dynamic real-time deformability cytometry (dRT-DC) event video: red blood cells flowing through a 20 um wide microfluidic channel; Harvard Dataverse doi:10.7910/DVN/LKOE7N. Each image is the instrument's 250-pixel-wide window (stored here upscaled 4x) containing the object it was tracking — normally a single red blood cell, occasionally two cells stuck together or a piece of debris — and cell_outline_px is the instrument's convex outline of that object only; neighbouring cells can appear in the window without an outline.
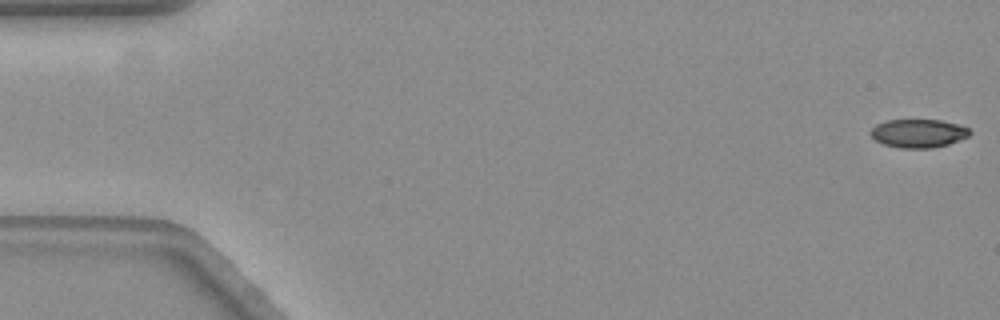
{"species": "common noctule bat (a hibernating species)", "species_latin": "Nyctalus noctula", "temperature_condition": "warm", "stored_images_in_passage": 59, "camera_frame_rate_fps": 3000, "um_per_image_px": 0.085, "animal": {"sex": "female", "body_mass_g": 19.3, "forearm_length_mm": 54.1}, "frame": {"image": 1, "passage_image": 1, "time_ms": 0.0, "image_size_px": [1000, 320], "cell_outline_px": [[972, 132], [968, 136], [948, 144], [932, 148], [900, 148], [884, 144], [876, 140], [868, 132], [876, 124], [888, 120], [940, 120], [956, 124], [968, 128]], "centroid_in_image_um": [78.04, 11.33], "position_along_channel_um": 7.0, "area_um2": 16.3}}
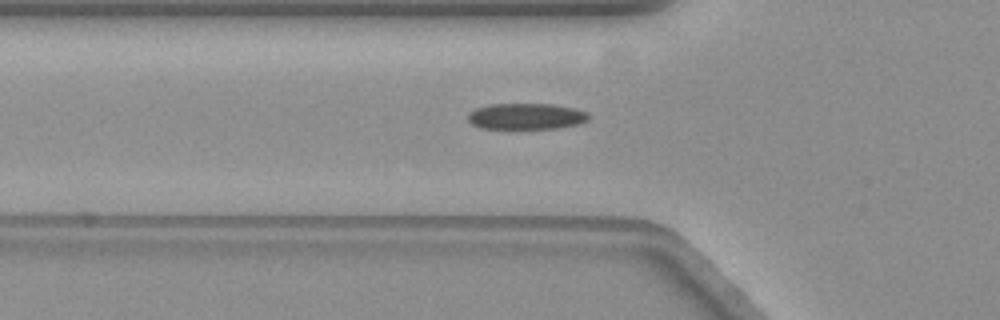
{"frame": {"image": 2, "passage_image": 20, "time_ms": 6.333, "image_size_px": [1000, 320], "cell_outline_px": [[588, 120], [580, 124], [560, 128], [516, 132], [480, 128], [472, 124], [468, 120], [468, 112], [476, 108], [488, 104], [552, 104], [572, 108], [588, 112]], "centroid_in_image_um": [44.68, 9.95], "position_along_channel_um": 81.1, "area_um2": 19.54}}
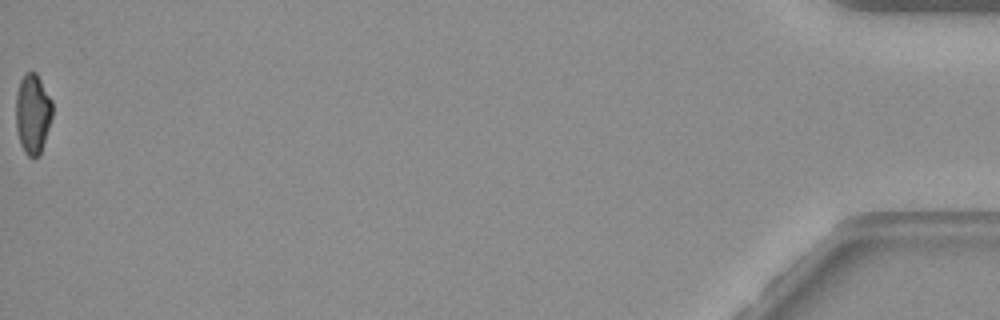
{"frame": {"image": 3, "passage_image": 59, "time_ms": 19.333, "image_size_px": [1000, 320], "cell_outline_px": [[52, 116], [40, 156], [28, 156], [24, 152], [20, 144], [16, 128], [16, 96], [20, 80], [24, 72], [36, 72], [52, 100]], "centroid_in_image_um": [2.78, 9.66], "position_along_channel_um": 432.4, "area_um2": 17.05}, "authors_computed_cell_mechanics": {"area_um2": 18.0914, "velocity_mm_per_s": 3.5284, "shape_relaxation_time_tau1_ms": 5.4067, "shape_relaxation_time_tau2_ms": 1.9062, "deformation_change_tau1": 0.1703, "deformation_change_tau2": 0.0742}}